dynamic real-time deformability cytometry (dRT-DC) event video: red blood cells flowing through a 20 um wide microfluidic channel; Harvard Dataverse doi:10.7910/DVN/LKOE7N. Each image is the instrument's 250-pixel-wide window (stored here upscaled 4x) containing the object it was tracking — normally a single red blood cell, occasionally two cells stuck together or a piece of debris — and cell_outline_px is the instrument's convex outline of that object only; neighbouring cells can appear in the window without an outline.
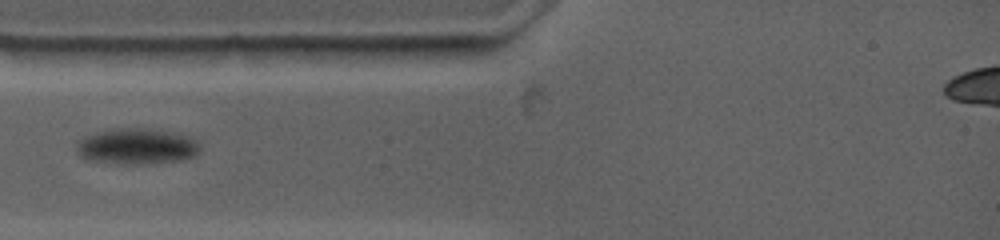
{"species": "common noctule bat (a hibernating species)", "species_latin": "Nyctalus noctula", "temperature_condition": "warm", "stored_images_in_passage": 4, "camera_frame_rate_fps": 4500, "um_per_image_px": 0.085, "animal": {"sex": "female", "body_mass_g": 19.0, "forearm_length_mm": 53.3}, "frame": {"image": 1, "passage_image": 1, "time_ms": 0.0, "image_size_px": [1000, 240], "cell_outline_px": [[200, 148], [192, 156], [168, 160], [96, 160], [80, 156], [76, 152], [76, 144], [84, 136], [108, 128], [140, 128], [168, 132], [188, 136], [196, 140], [200, 144]], "centroid_in_image_um": [11.56, 12.34], "position_along_channel_um": 73.4, "area_um2": 23.81}}
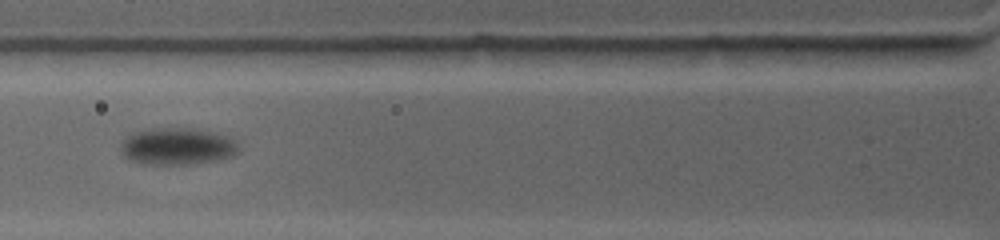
{"frame": {"image": 2, "passage_image": 2, "time_ms": 1.111, "image_size_px": [1000, 240], "cell_outline_px": [[236, 152], [232, 156], [212, 160], [180, 164], [160, 164], [132, 160], [124, 156], [120, 148], [120, 144], [124, 136], [132, 132], [152, 128], [196, 128], [216, 132], [232, 136], [236, 144]], "centroid_in_image_um": [15.04, 12.39], "position_along_channel_um": 110.8, "area_um2": 25.14}}
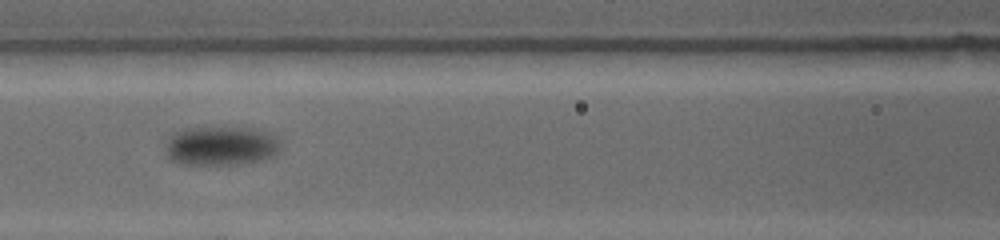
{"frame": {"image": 3, "passage_image": 3, "time_ms": 2.222, "image_size_px": [1000, 240], "cell_outline_px": [[280, 152], [272, 156], [240, 164], [184, 164], [172, 160], [168, 156], [168, 136], [184, 128], [256, 128], [272, 132], [276, 136], [280, 144]], "centroid_in_image_um": [18.84, 12.38], "position_along_channel_um": 147.8, "area_um2": 26.07}}